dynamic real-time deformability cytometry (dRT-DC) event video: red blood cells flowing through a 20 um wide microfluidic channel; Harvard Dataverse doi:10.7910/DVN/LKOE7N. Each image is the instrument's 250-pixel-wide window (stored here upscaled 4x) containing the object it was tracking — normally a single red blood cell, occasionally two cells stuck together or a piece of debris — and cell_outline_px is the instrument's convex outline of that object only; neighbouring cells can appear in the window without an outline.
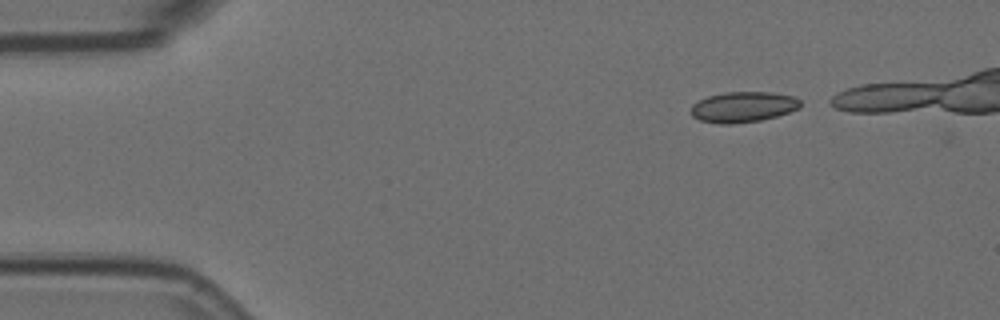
{"species": "Egyptian fruit bat (a non-hibernating species)", "species_latin": "Rousettus aegyptiacus", "temperature_condition": "room temperature", "stored_images_in_passage": 4, "camera_frame_rate_fps": 3000, "um_per_image_px": 0.085, "animal": {"sex": "female"}, "frame": {"image": 1, "passage_image": 1, "time_ms": 0.0, "image_size_px": [1000, 320], "cell_outline_px": [[800, 108], [776, 116], [760, 120], [732, 124], [720, 124], [700, 120], [692, 116], [692, 104], [708, 96], [724, 92], [772, 92], [796, 96], [800, 100]], "centroid_in_image_um": [63.19, 9.08], "position_along_channel_um": 21.8, "area_um2": 19.48}}